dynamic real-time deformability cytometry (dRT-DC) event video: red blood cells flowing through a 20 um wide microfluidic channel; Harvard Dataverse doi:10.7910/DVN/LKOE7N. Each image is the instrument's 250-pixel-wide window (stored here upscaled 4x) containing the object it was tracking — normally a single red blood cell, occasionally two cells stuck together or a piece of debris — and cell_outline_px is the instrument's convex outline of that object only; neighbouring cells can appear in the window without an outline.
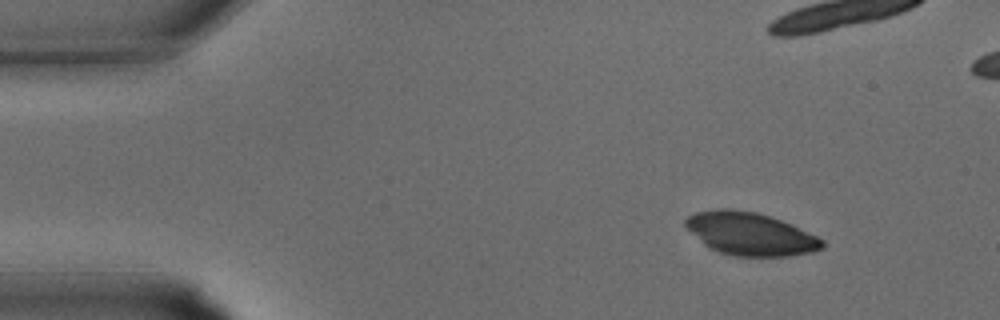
{"species": "common noctule bat (a hibernating species)", "species_latin": "Nyctalus noctula", "temperature_condition": "warm", "stored_images_in_passage": 20, "camera_frame_rate_fps": 3000, "um_per_image_px": 0.085, "animal": {"sex": "male", "body_mass_g": 15.6}, "frame": {"image": 1, "passage_image": 3, "time_ms": 0.667, "image_size_px": [1000, 320], "cell_outline_px": [[824, 248], [812, 252], [788, 256], [732, 256], [720, 252], [704, 244], [684, 224], [684, 220], [688, 216], [696, 212], [720, 208], [724, 208], [756, 212], [792, 224], [824, 240]], "centroid_in_image_um": [63.79, 19.88], "position_along_channel_um": 21.2, "area_um2": 33.81}}